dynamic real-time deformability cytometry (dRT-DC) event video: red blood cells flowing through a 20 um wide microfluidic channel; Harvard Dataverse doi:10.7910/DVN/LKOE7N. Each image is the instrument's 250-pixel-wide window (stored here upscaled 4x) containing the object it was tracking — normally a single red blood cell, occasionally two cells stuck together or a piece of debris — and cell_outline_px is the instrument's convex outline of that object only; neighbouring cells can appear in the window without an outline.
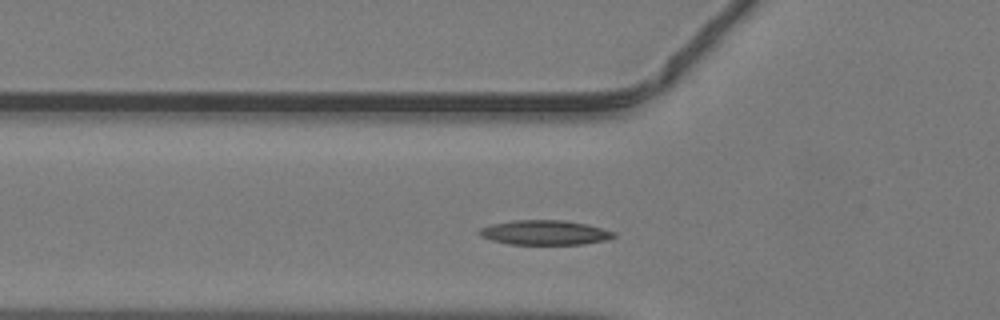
{"species": "common noctule bat (a hibernating species)", "species_latin": "Nyctalus noctula", "temperature_condition": "warm", "stored_images_in_passage": 31, "camera_frame_rate_fps": 3000, "um_per_image_px": 0.085, "animal": {"sex": "male", "body_mass_g": 19.2, "forearm_length_mm": 51.8}, "frame": {"image": 1, "passage_image": 3, "time_ms": 0.667, "image_size_px": [1000, 320], "cell_outline_px": [[616, 236], [604, 240], [584, 244], [508, 244], [492, 240], [480, 236], [480, 228], [492, 224], [512, 220], [568, 220], [588, 224], [616, 232]], "centroid_in_image_um": [46.33, 19.76], "position_along_channel_um": 79.5, "area_um2": 19.31}}
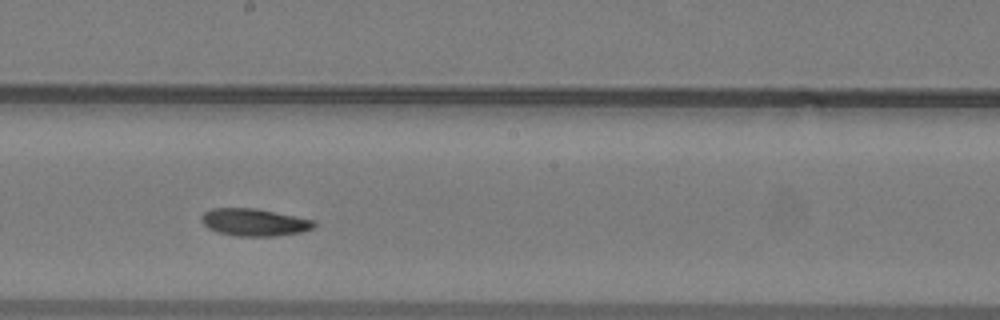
{"frame": {"image": 2, "passage_image": 13, "time_ms": 4.0, "image_size_px": [1000, 320], "cell_outline_px": [[316, 224], [312, 228], [304, 232], [276, 236], [236, 236], [216, 232], [208, 228], [200, 220], [200, 216], [204, 212], [212, 208], [256, 208], [312, 220]], "centroid_in_image_um": [21.56, 18.9], "position_along_channel_um": 226.6, "area_um2": 17.98}}
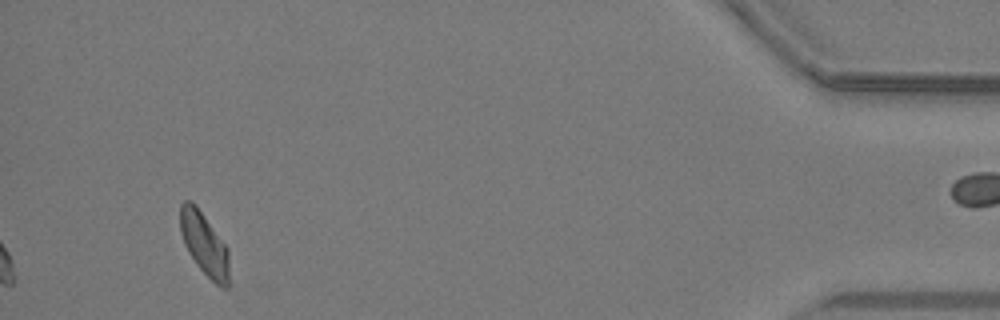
{"frame": {"image": 3, "passage_image": 31, "time_ms": 10.0, "image_size_px": [1000, 320], "cell_outline_px": [[228, 288], [220, 288], [196, 264], [188, 252], [184, 244], [180, 232], [180, 204], [184, 200], [192, 200], [196, 204], [228, 248]], "centroid_in_image_um": [17.34, 20.71], "position_along_channel_um": 417.9, "area_um2": 17.98}}